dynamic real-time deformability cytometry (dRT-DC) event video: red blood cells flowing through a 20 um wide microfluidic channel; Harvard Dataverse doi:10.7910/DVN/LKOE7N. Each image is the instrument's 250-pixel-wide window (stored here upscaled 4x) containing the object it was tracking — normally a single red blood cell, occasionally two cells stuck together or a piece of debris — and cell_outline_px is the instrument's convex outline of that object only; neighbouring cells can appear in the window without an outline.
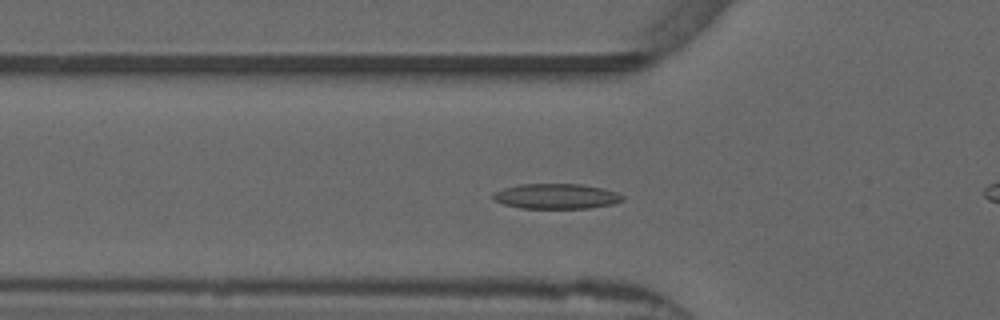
{"species": "common noctule bat (a hibernating species)", "species_latin": "Nyctalus noctula", "temperature_condition": "warm", "stored_images_in_passage": 51, "camera_frame_rate_fps": 3000, "um_per_image_px": 0.085, "animal": {"sex": "male", "forearm_length_mm": 52.5}, "frame": {"image": 1, "passage_image": 15, "time_ms": 4.667, "image_size_px": [1000, 320], "cell_outline_px": [[624, 200], [612, 204], [588, 208], [520, 208], [504, 204], [492, 200], [492, 196], [496, 192], [504, 188], [520, 184], [580, 184], [604, 188], [616, 192], [624, 196]], "centroid_in_image_um": [47.29, 16.68], "position_along_channel_um": 78.5, "area_um2": 18.96}, "authors_computed_cell_mechanics": {"area_um2": 17.8024, "velocity_mm_per_s": 3.8407, "shape_relaxation_time_tau1_ms": null, "shape_relaxation_time_tau2_ms": 4.0346, "deformation_change_tau1": null, "deformation_change_tau2": 0.103}}